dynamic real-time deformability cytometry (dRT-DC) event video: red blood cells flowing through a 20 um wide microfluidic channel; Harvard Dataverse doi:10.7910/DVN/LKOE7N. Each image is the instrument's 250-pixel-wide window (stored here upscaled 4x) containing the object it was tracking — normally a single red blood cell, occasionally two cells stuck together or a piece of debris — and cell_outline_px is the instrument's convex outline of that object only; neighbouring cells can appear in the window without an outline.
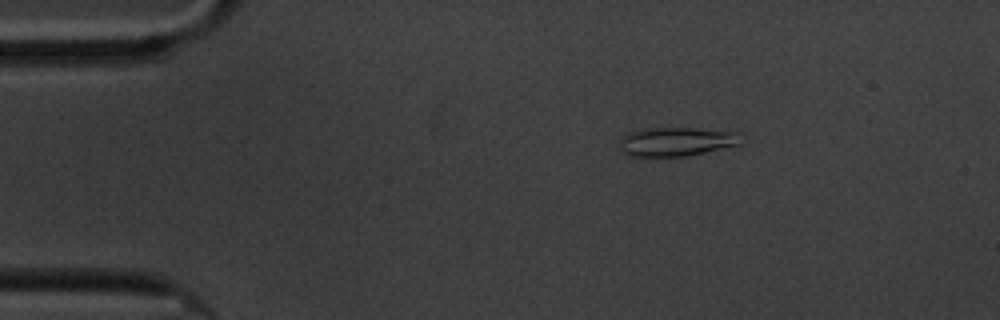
{"species": "common noctule bat (a hibernating species)", "species_latin": "Nyctalus noctula", "temperature_condition": "cold", "stored_images_in_passage": 7, "camera_frame_rate_fps": 3000, "um_per_image_px": 0.085, "animal": {"sex": "male", "body_mass_g": 20.1, "forearm_length_mm": 53.5}, "frame": {"image": 1, "passage_image": 2, "time_ms": 2.333, "image_size_px": [1000, 320], "cell_outline_px": [[744, 140], [740, 144], [704, 152], [684, 156], [632, 156], [624, 152], [620, 148], [620, 140], [628, 132], [656, 128], [692, 128], [740, 132]], "centroid_in_image_um": [57.55, 12.03], "position_along_channel_um": 27.4, "area_um2": 20.23}}